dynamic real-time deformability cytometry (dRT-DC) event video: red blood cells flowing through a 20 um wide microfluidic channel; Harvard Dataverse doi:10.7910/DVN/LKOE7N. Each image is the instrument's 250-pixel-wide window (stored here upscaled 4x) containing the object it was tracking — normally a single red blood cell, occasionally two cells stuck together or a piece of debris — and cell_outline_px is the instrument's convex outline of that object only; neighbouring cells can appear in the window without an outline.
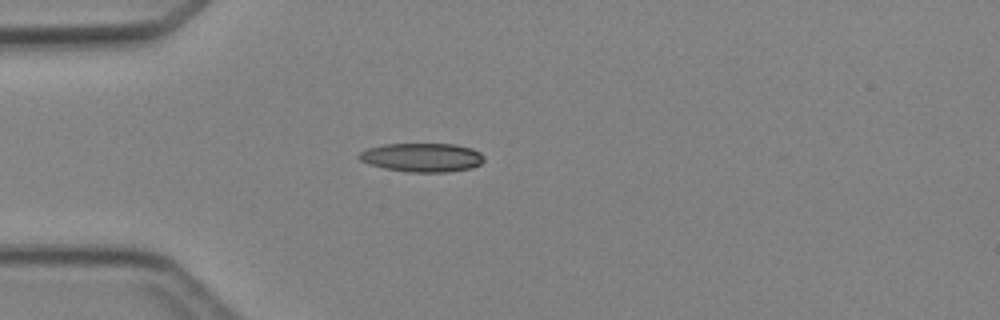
{"species": "Egyptian fruit bat (a non-hibernating species)", "species_latin": "Rousettus aegyptiacus", "temperature_condition": "cold", "stored_images_in_passage": 1, "camera_frame_rate_fps": 3000, "um_per_image_px": 0.085, "animal": {"sex": "female"}, "frame": {"image": 1, "passage_image": 1, "time_ms": 0.0, "image_size_px": [1000, 320], "cell_outline_px": [[484, 160], [480, 164], [472, 168], [448, 172], [408, 172], [384, 168], [368, 164], [360, 160], [356, 156], [360, 152], [368, 148], [384, 144], [456, 144], [472, 148], [480, 152], [484, 156]], "centroid_in_image_um": [35.88, 13.38], "position_along_channel_um": 49.1, "area_um2": 21.15}}